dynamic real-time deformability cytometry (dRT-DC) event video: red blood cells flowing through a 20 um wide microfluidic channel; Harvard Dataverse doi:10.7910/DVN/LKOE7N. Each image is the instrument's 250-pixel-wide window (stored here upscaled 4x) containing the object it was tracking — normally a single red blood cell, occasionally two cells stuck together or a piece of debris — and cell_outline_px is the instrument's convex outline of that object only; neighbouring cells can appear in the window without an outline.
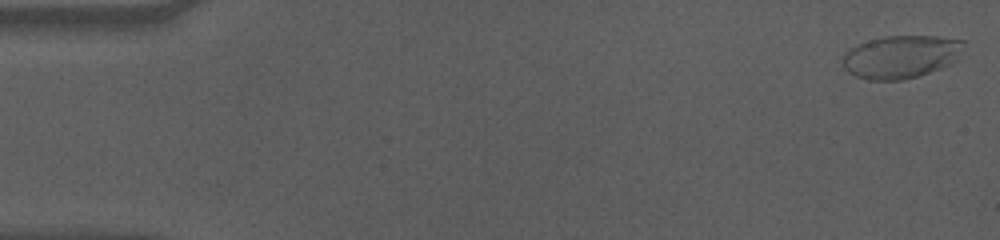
{"species": "human", "species_latin": "Homo sapiens", "temperature_condition": "cold", "stored_images_in_passage": 58, "camera_frame_rate_fps": 3000, "um_per_image_px": 0.085, "donor": {"sex": "male"}, "frame": {"image": 1, "passage_image": 1, "time_ms": 0.0, "image_size_px": [1000, 240], "cell_outline_px": [[964, 44], [960, 60], [952, 64], [916, 76], [900, 80], [868, 80], [856, 76], [848, 72], [844, 68], [844, 56], [852, 48], [860, 44], [884, 36], [936, 36], [964, 40]], "centroid_in_image_um": [76.66, 4.82], "position_along_channel_um": 8.3, "area_um2": 30.06}}
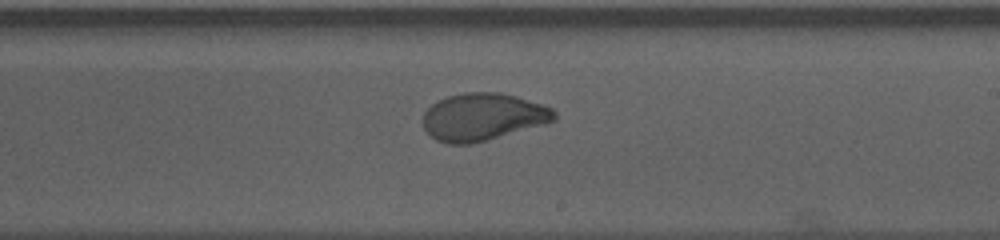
{"frame": {"image": 2, "passage_image": 34, "time_ms": 11.0, "image_size_px": [1000, 240], "cell_outline_px": [[556, 120], [484, 140], [468, 144], [448, 144], [436, 140], [424, 128], [420, 120], [424, 112], [432, 104], [448, 96], [464, 92], [500, 92], [516, 96], [552, 108], [556, 112]], "centroid_in_image_um": [40.98, 9.92], "position_along_channel_um": 248.0, "area_um2": 35.84}}
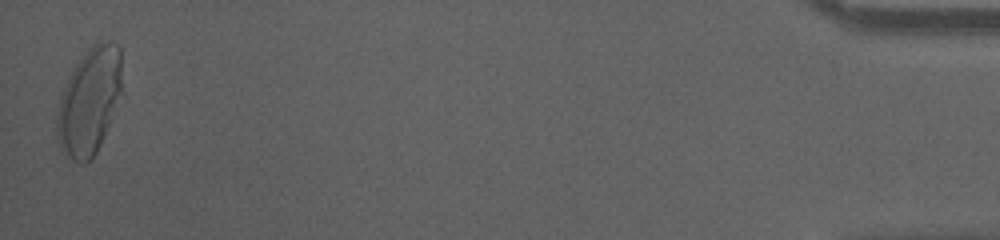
{"frame": {"image": 3, "passage_image": 57, "time_ms": 18.667, "image_size_px": [1000, 240], "cell_outline_px": [[120, 92], [100, 144], [96, 152], [84, 164], [80, 164], [72, 160], [60, 148], [56, 136], [56, 120], [60, 96], [76, 64], [84, 52], [92, 44], [116, 44], [120, 48]], "centroid_in_image_um": [7.53, 8.65], "position_along_channel_um": 427.7, "area_um2": 39.13}, "authors_computed_cell_mechanics": {"area_um2": 35.0268, "velocity_mm_per_s": 3.5313, "shape_relaxation_time_tau1_ms": 4.6368, "shape_relaxation_time_tau2_ms": null, "deformation_change_tau1": 0.183, "deformation_change_tau2": null}}